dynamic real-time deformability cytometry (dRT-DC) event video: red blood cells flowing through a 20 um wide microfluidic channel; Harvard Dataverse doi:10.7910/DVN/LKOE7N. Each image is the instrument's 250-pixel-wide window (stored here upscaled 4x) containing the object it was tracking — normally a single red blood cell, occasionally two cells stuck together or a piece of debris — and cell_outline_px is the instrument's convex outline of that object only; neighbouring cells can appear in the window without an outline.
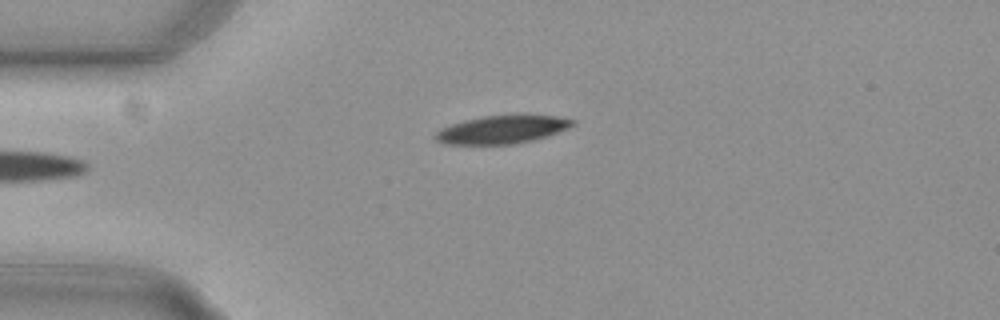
{"species": "common noctule bat (a hibernating species)", "species_latin": "Nyctalus noctula", "temperature_condition": "cold", "stored_images_in_passage": 38, "camera_frame_rate_fps": 3000, "um_per_image_px": 0.085, "animal": {"sex": "female", "body_mass_g": 29.2, "forearm_length_mm": 56.3}, "frame": {"image": 1, "passage_image": 1, "time_ms": 0.0, "image_size_px": [1000, 320], "cell_outline_px": [[576, 124], [568, 128], [532, 140], [508, 144], [444, 144], [436, 140], [432, 136], [440, 128], [464, 120], [484, 116], [512, 112], [524, 112], [556, 116], [576, 120]], "centroid_in_image_um": [42.69, 10.95], "position_along_channel_um": 42.3, "area_um2": 23.18}}
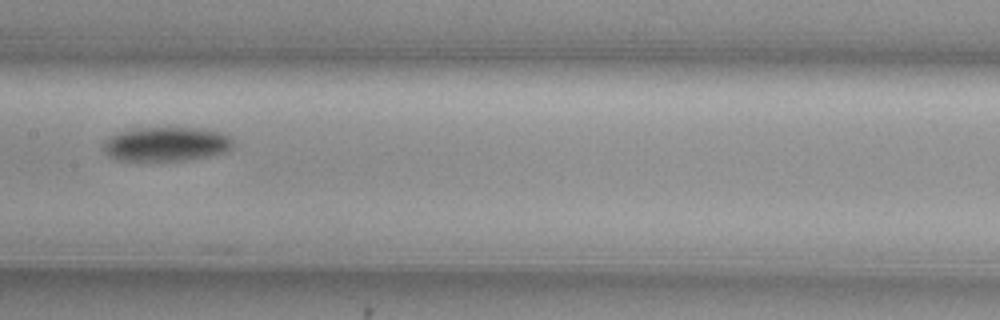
{"frame": {"image": 2, "passage_image": 15, "time_ms": 4.667, "image_size_px": [1000, 320], "cell_outline_px": [[232, 144], [228, 148], [220, 152], [204, 156], [180, 160], [116, 160], [108, 156], [104, 152], [104, 140], [108, 136], [120, 132], [148, 128], [204, 128], [224, 132], [232, 140]], "centroid_in_image_um": [14.07, 12.23], "position_along_channel_um": 193.3, "area_um2": 25.32}}
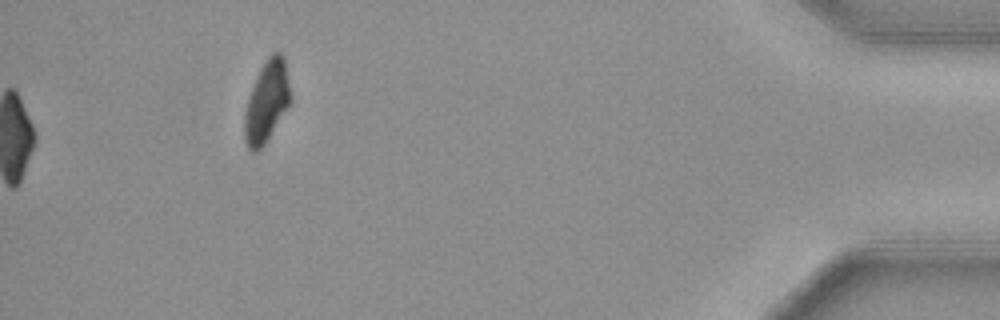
{"frame": {"image": 3, "passage_image": 38, "time_ms": 12.333, "image_size_px": [1000, 320], "cell_outline_px": [[292, 100], [264, 144], [256, 152], [252, 152], [248, 148], [244, 140], [244, 116], [248, 100], [256, 76], [260, 68], [268, 56], [272, 52], [280, 52], [284, 56], [292, 96]], "centroid_in_image_um": [22.68, 8.6], "position_along_channel_um": 412.5, "area_um2": 21.73}, "authors_computed_cell_mechanics": {"area_um2": 24.854, "velocity_mm_per_s": 3.7297, "shape_relaxation_time_tau1_ms": 2.4429, "shape_relaxation_time_tau2_ms": null, "deformation_change_tau1": 0.1154, "deformation_change_tau2": null}}